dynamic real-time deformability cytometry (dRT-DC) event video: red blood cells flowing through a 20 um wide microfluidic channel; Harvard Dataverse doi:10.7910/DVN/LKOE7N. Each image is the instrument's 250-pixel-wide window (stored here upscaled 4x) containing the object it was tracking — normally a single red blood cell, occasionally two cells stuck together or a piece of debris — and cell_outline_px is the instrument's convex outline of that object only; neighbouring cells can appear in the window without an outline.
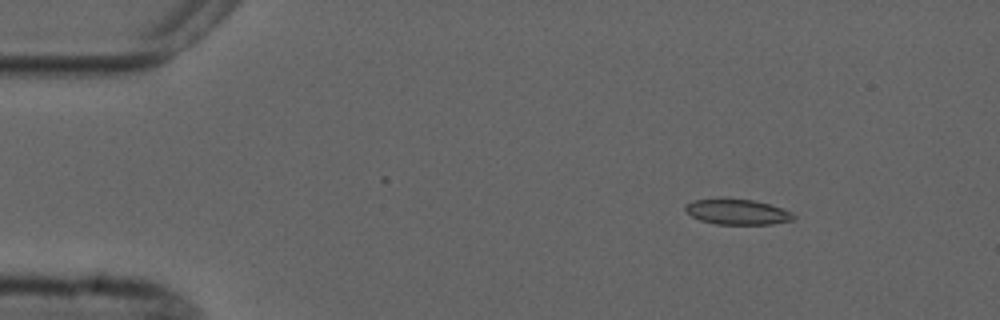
{"species": "common noctule bat (a hibernating species)", "species_latin": "Nyctalus noctula", "temperature_condition": "cold", "stored_images_in_passage": 5, "camera_frame_rate_fps": 3000, "um_per_image_px": 0.085, "animal": {"sex": "male", "forearm_length_mm": 52.5}, "frame": {"image": 1, "passage_image": 3, "time_ms": 2.333, "image_size_px": [1000, 320], "cell_outline_px": [[796, 220], [772, 224], [716, 224], [700, 220], [692, 216], [684, 208], [684, 204], [692, 200], [716, 196], [724, 196], [756, 200], [792, 212], [796, 216]], "centroid_in_image_um": [62.63, 17.96], "position_along_channel_um": 22.4, "area_um2": 16.76}}
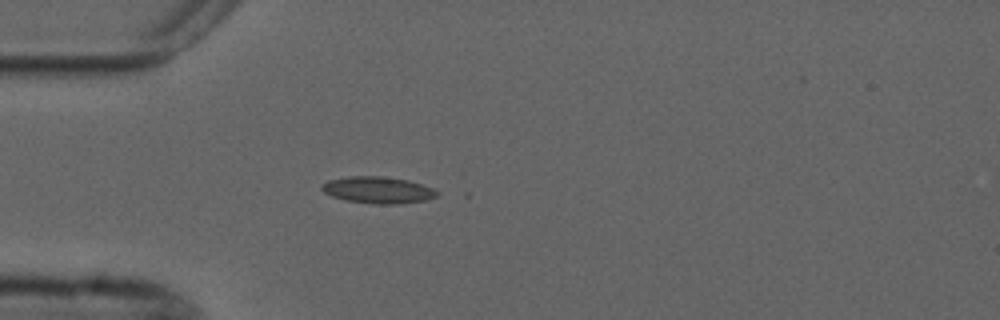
{"frame": {"image": 2, "passage_image": 5, "time_ms": 5.0, "image_size_px": [1000, 320], "cell_outline_px": [[440, 196], [428, 200], [400, 204], [376, 204], [344, 200], [332, 196], [324, 192], [320, 188], [328, 180], [348, 176], [380, 176], [408, 180], [432, 188], [440, 192]], "centroid_in_image_um": [32.17, 16.16], "position_along_channel_um": 52.8, "area_um2": 18.03}}